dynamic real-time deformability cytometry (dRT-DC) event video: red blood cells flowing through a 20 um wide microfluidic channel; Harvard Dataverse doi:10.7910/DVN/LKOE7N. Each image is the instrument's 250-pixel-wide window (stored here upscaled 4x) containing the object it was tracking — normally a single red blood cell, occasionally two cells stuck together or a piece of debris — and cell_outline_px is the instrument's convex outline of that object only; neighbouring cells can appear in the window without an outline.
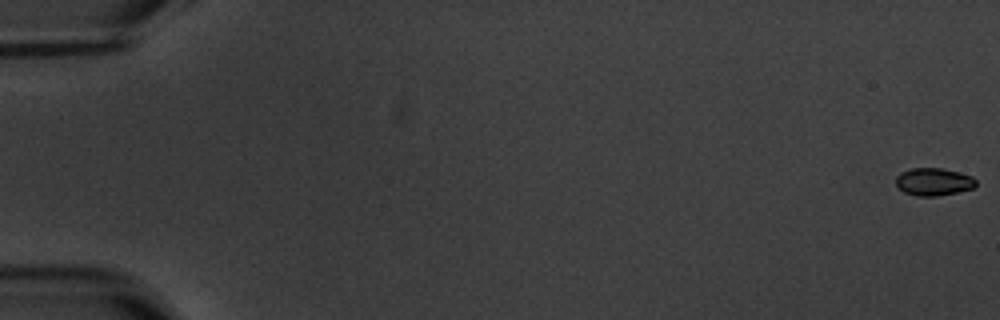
{"species": "common noctule bat (a hibernating species)", "species_latin": "Nyctalus noctula", "temperature_condition": "warm", "stored_images_in_passage": 6, "camera_frame_rate_fps": 3000, "um_per_image_px": 0.085, "animal": {"sex": "male", "body_mass_g": 20.1, "forearm_length_mm": 53.5}, "frame": {"image": 1, "passage_image": 1, "time_ms": 0.0, "image_size_px": [1000, 320], "cell_outline_px": [[976, 184], [972, 188], [956, 192], [936, 196], [916, 196], [904, 192], [896, 184], [896, 176], [900, 172], [912, 168], [940, 168], [972, 176], [976, 180]], "centroid_in_image_um": [79.32, 15.45], "position_along_channel_um": 5.7, "area_um2": 12.72}}
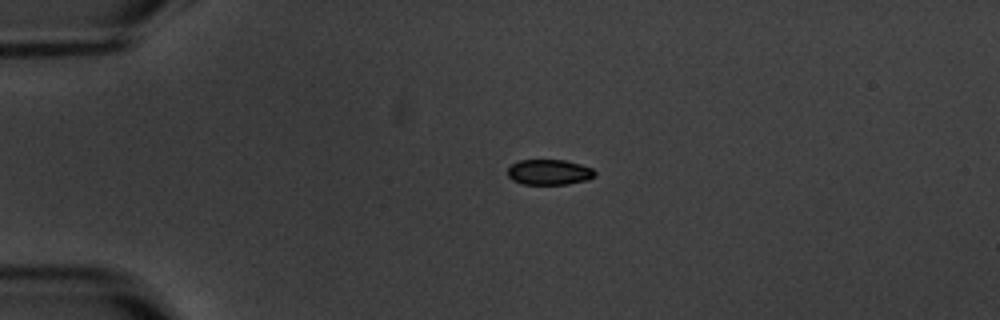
{"frame": {"image": 2, "passage_image": 5, "time_ms": 4.667, "image_size_px": [1000, 320], "cell_outline_px": [[596, 176], [588, 180], [568, 184], [524, 184], [512, 180], [508, 176], [508, 168], [512, 164], [520, 160], [564, 160], [580, 164], [592, 168], [596, 172]], "centroid_in_image_um": [46.7, 14.64], "position_along_channel_um": 38.3, "area_um2": 12.95}}